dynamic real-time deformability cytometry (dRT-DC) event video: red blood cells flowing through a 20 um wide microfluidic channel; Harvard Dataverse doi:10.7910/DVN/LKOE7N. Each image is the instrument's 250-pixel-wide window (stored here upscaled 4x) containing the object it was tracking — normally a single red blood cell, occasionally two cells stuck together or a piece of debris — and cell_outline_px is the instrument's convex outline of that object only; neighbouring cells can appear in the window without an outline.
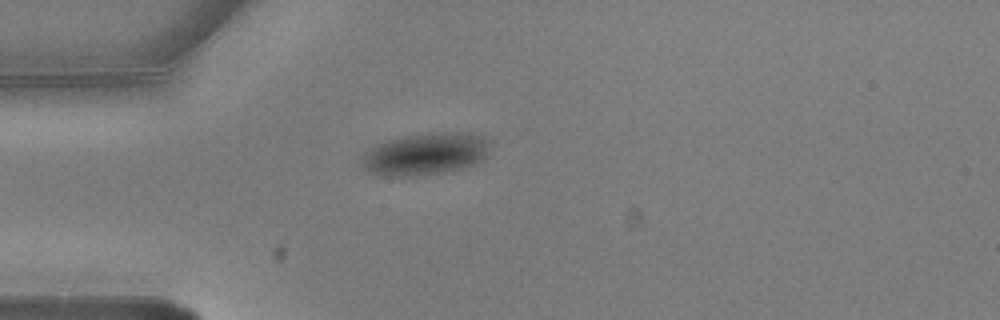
{"species": "common noctule bat (a hibernating species)", "species_latin": "Nyctalus noctula", "temperature_condition": "warm", "stored_images_in_passage": 1, "camera_frame_rate_fps": 3000, "um_per_image_px": 0.085, "animal": {"sex": "male", "body_mass_g": 20.5, "forearm_length_mm": 52.5}, "frame": {"image": 1, "passage_image": 1, "time_ms": 0.0, "image_size_px": [1000, 320], "cell_outline_px": [[492, 140], [488, 156], [472, 164], [460, 168], [444, 172], [404, 176], [388, 176], [368, 172], [360, 164], [364, 152], [376, 144], [388, 140], [404, 136], [440, 132], [472, 132], [484, 136]], "centroid_in_image_um": [36.2, 13.06], "position_along_channel_um": 48.8, "area_um2": 31.67}}